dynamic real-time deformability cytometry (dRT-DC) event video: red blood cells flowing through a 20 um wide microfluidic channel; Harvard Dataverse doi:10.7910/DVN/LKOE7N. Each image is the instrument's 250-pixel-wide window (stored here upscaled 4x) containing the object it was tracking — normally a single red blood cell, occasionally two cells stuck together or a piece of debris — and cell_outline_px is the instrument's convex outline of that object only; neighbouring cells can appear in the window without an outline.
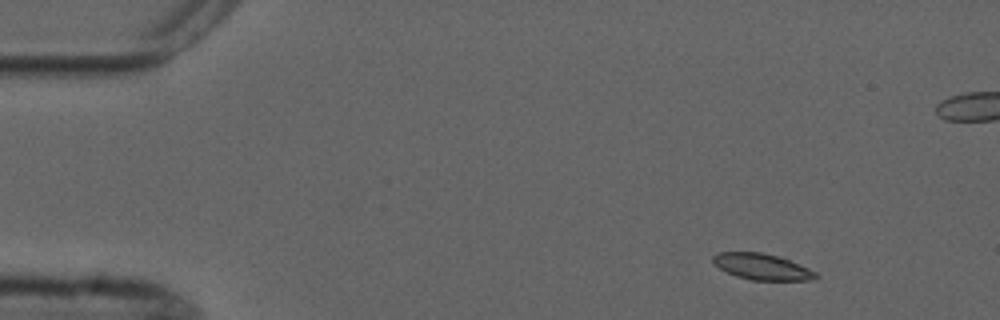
{"species": "common noctule bat (a hibernating species)", "species_latin": "Nyctalus noctula", "temperature_condition": "cold", "stored_images_in_passage": 5, "camera_frame_rate_fps": 3000, "um_per_image_px": 0.085, "animal": {"sex": "male", "forearm_length_mm": 52.5}, "frame": {"image": 1, "passage_image": 1, "time_ms": 0.0, "image_size_px": [1000, 320], "cell_outline_px": [[820, 276], [812, 280], [752, 280], [736, 276], [720, 268], [712, 260], [712, 256], [720, 252], [760, 252], [776, 256], [788, 260], [808, 268], [816, 272]], "centroid_in_image_um": [64.78, 22.68], "position_along_channel_um": 20.2, "area_um2": 15.37}}